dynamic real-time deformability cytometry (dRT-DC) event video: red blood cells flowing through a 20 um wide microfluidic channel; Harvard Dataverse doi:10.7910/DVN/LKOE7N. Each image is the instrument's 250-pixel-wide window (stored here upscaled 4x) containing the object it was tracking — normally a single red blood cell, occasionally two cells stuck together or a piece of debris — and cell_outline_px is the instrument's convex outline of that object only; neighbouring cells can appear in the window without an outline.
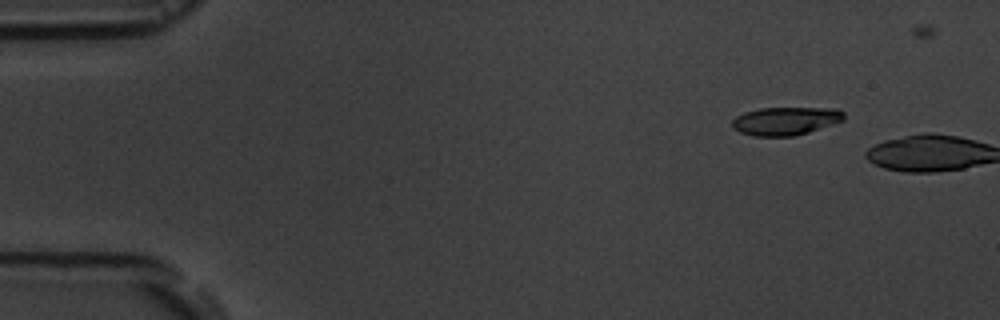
{"species": "common noctule bat (a hibernating species)", "species_latin": "Nyctalus noctula", "temperature_condition": "room temperature", "stored_images_in_passage": 3, "camera_frame_rate_fps": 3000, "um_per_image_px": 0.085, "animal": {"sex": "male", "body_mass_g": 19.5, "forearm_length_mm": 54.6}, "frame": {"image": 1, "passage_image": 2, "time_ms": 1.333, "image_size_px": [1000, 320], "cell_outline_px": [[844, 120], [796, 136], [752, 136], [740, 132], [732, 128], [732, 120], [736, 116], [744, 112], [760, 108], [836, 108], [844, 112]], "centroid_in_image_um": [66.75, 10.28], "position_along_channel_um": 18.3, "area_um2": 18.38}}